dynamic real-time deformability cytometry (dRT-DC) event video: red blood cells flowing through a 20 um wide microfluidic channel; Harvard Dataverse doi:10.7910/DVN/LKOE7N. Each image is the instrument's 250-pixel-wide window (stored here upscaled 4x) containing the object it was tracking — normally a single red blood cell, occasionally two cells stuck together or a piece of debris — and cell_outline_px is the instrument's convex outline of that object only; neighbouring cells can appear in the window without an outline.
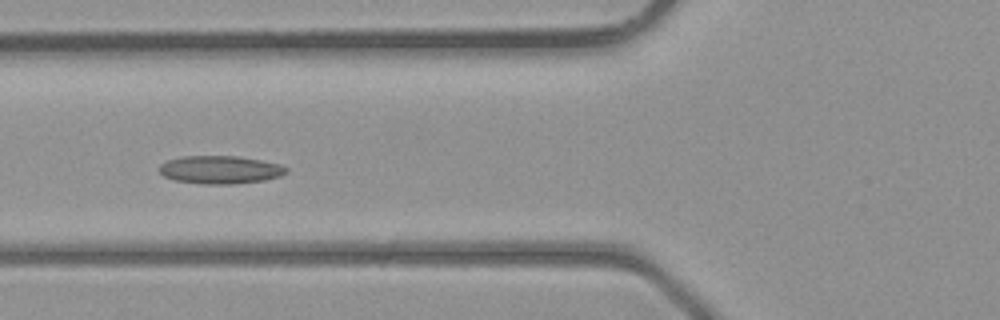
{"species": "common noctule bat (a hibernating species)", "species_latin": "Nyctalus noctula", "temperature_condition": "room temperature", "stored_images_in_passage": 6, "camera_frame_rate_fps": 3000, "um_per_image_px": 0.085, "animal": {"sex": "male", "body_mass_g": 23.1, "forearm_length_mm": 52.7}, "frame": {"image": 1, "passage_image": 5, "time_ms": 4.667, "image_size_px": [1000, 320], "cell_outline_px": [[288, 172], [280, 176], [264, 180], [232, 184], [204, 184], [172, 180], [164, 176], [160, 172], [160, 164], [168, 160], [184, 156], [236, 156], [260, 160], [280, 164], [288, 168]], "centroid_in_image_um": [18.72, 14.43], "position_along_channel_um": 107.1, "area_um2": 20.69}}
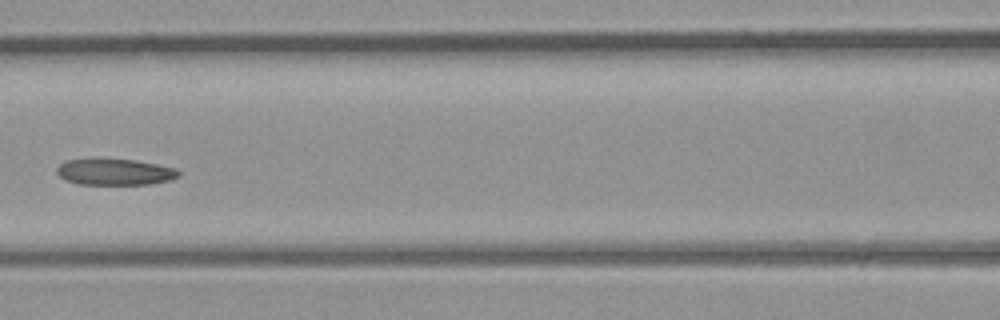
{"frame": {"image": 2, "passage_image": 6, "time_ms": 5.667, "image_size_px": [1000, 320], "cell_outline_px": [[180, 176], [172, 180], [148, 184], [80, 184], [64, 180], [56, 172], [56, 168], [60, 164], [68, 160], [136, 160], [176, 168], [180, 172]], "centroid_in_image_um": [9.8, 14.63], "position_along_channel_um": 156.8, "area_um2": 18.38}}